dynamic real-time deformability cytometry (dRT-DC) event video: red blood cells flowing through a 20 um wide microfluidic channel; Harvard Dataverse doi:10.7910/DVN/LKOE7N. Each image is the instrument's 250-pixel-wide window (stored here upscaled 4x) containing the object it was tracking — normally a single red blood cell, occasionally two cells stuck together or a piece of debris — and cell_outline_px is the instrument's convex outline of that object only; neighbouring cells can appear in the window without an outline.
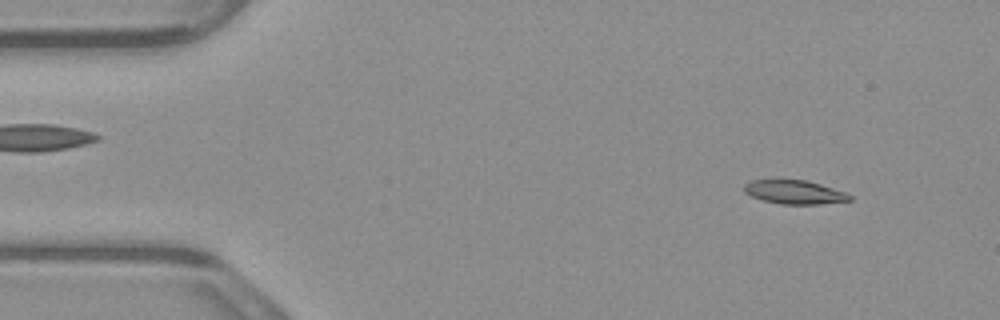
{"species": "common noctule bat (a hibernating species)", "species_latin": "Nyctalus noctula", "temperature_condition": "warm", "stored_images_in_passage": 54, "segment_of_instrument_passage": [1, 2], "camera_frame_rate_fps": 3000, "um_per_image_px": 0.085, "animal": {"sex": "male", "body_mass_g": 23.1, "forearm_length_mm": 52.7}, "frame": {"image": 1, "passage_image": 5, "time_ms": 1.333, "image_size_px": [1000, 320], "cell_outline_px": [[852, 200], [820, 204], [780, 204], [764, 200], [752, 196], [744, 192], [744, 184], [752, 180], [804, 180], [820, 184], [844, 192], [852, 196]], "centroid_in_image_um": [67.52, 16.33], "position_along_channel_um": 17.5, "area_um2": 14.39}}
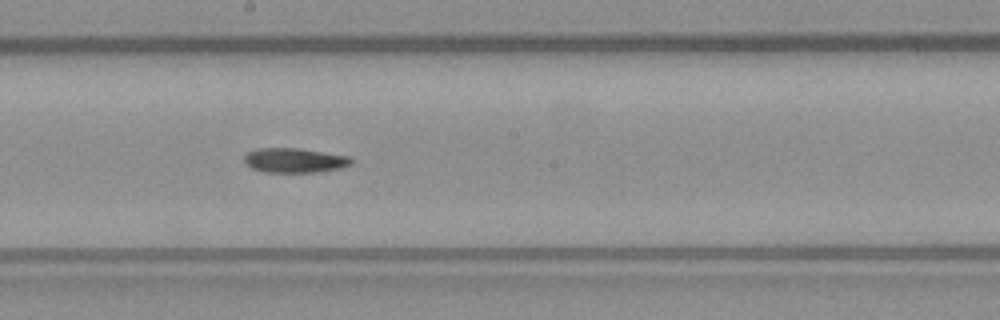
{"frame": {"image": 2, "passage_image": 28, "time_ms": 9.0, "image_size_px": [1000, 320], "cell_outline_px": [[352, 164], [340, 168], [316, 172], [264, 172], [252, 168], [244, 164], [244, 156], [248, 152], [256, 148], [300, 148], [348, 156], [352, 160]], "centroid_in_image_um": [25.0, 13.62], "position_along_channel_um": 223.2, "area_um2": 15.37}}
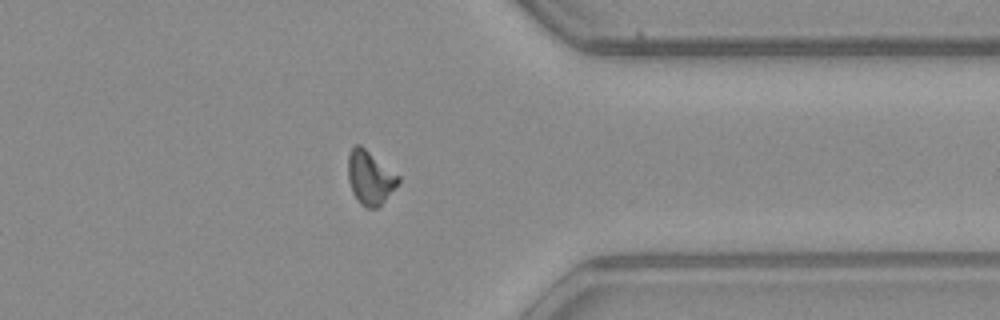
{"frame": {"image": 3, "passage_image": 41, "time_ms": 13.333, "image_size_px": [1000, 320], "cell_outline_px": [[400, 180], [384, 200], [376, 208], [364, 208], [356, 200], [352, 192], [348, 180], [348, 152], [356, 144], [360, 144], [400, 176]], "centroid_in_image_um": [31.41, 15.09], "position_along_channel_um": 380.0, "area_um2": 15.66}}